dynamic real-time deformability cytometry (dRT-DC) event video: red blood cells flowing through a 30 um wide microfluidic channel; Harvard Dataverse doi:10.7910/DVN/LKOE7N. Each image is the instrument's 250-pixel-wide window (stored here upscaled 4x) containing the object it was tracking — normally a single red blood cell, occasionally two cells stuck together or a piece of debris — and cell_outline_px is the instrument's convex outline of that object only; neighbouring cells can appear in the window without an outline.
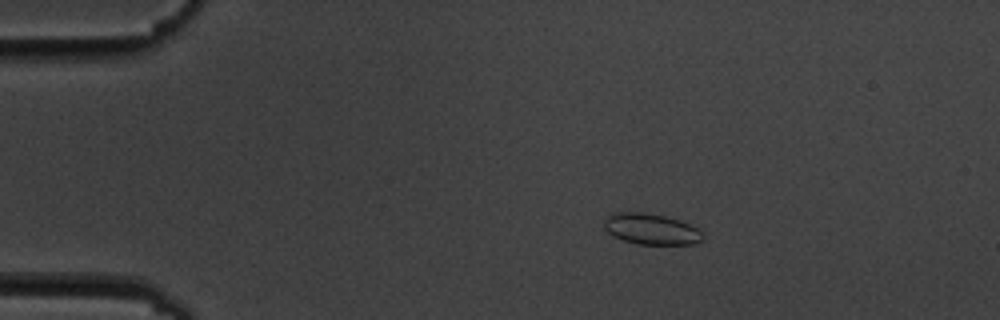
{"species": "common noctule bat (a hibernating species)", "species_latin": "Nyctalus noctula", "temperature_condition": "cold", "stored_images_in_passage": 5, "camera_frame_rate_fps": 3000, "um_per_image_px": 0.085, "animal": {"sex": "male", "body_mass_g": 19.5, "forearm_length_mm": 54.6}, "frame": {"image": 1, "passage_image": 3, "time_ms": 2.333, "image_size_px": [1000, 320], "cell_outline_px": [[704, 240], [696, 244], [636, 244], [612, 236], [604, 228], [604, 220], [608, 216], [616, 212], [644, 212], [664, 216], [680, 220], [696, 228], [704, 236]], "centroid_in_image_um": [55.34, 19.47], "position_along_channel_um": 29.7, "area_um2": 17.8}}